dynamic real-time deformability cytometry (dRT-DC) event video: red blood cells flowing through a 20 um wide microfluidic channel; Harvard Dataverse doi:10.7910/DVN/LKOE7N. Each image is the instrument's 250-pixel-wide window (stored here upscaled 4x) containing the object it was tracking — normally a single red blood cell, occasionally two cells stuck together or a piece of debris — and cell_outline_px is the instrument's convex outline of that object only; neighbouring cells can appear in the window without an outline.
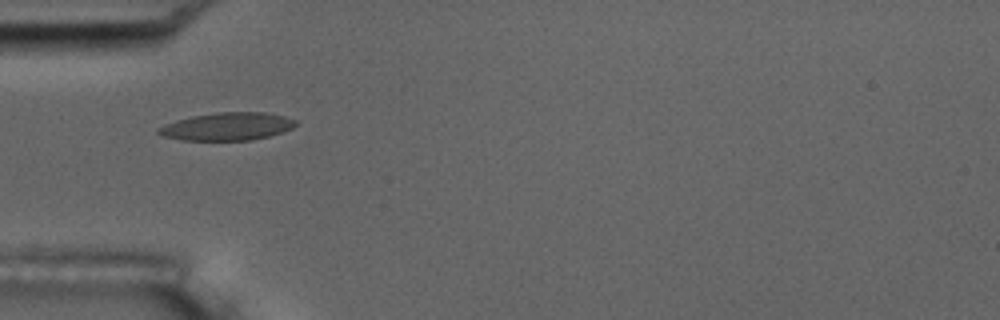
{"species": "common noctule bat (a hibernating species)", "species_latin": "Nyctalus noctula", "temperature_condition": "room temperature", "stored_images_in_passage": 15, "camera_frame_rate_fps": 3000, "um_per_image_px": 0.085, "animal": {"sex": "male", "body_mass_g": 17.5, "forearm_length_mm": 52.3}, "frame": {"image": 1, "passage_image": 5, "time_ms": 1.333, "image_size_px": [1000, 320], "cell_outline_px": [[296, 124], [292, 128], [284, 132], [252, 140], [180, 140], [160, 136], [156, 132], [156, 128], [164, 124], [176, 120], [192, 116], [216, 112], [264, 112], [284, 116], [296, 120]], "centroid_in_image_um": [19.26, 10.75], "position_along_channel_um": 65.7, "area_um2": 22.43}}